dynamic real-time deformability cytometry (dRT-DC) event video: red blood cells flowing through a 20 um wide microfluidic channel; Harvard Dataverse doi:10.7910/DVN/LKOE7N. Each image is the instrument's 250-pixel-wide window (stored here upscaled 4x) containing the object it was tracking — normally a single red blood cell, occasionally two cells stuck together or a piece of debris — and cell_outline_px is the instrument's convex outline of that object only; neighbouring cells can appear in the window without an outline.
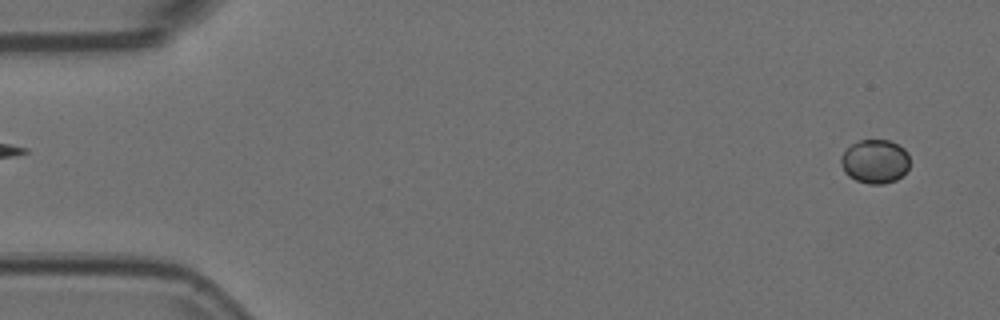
{"species": "Egyptian fruit bat (a non-hibernating species)", "species_latin": "Rousettus aegyptiacus", "temperature_condition": "room temperature", "stored_images_in_passage": 55, "camera_frame_rate_fps": 3000, "um_per_image_px": 0.085, "animal": {"sex": "female"}, "frame": {"image": 1, "passage_image": 3, "time_ms": 0.667, "image_size_px": [1000, 320], "cell_outline_px": [[908, 168], [896, 180], [884, 184], [868, 184], [856, 180], [848, 176], [844, 172], [840, 164], [840, 156], [852, 144], [860, 140], [888, 140], [904, 148], [908, 152]], "centroid_in_image_um": [74.35, 13.73], "position_along_channel_um": 10.7, "area_um2": 17.57}}
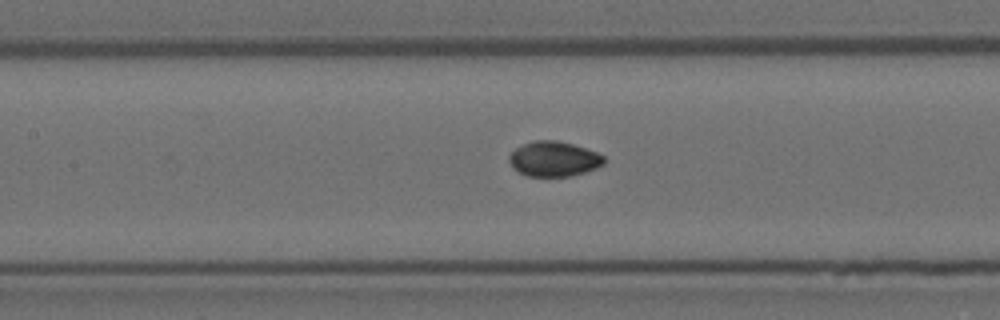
{"frame": {"image": 2, "passage_image": 25, "time_ms": 8.0, "image_size_px": [1000, 320], "cell_outline_px": [[604, 164], [596, 168], [572, 176], [528, 176], [512, 168], [508, 160], [508, 156], [516, 148], [524, 144], [536, 140], [556, 140], [572, 144], [596, 152], [604, 156]], "centroid_in_image_um": [47.06, 13.51], "position_along_channel_um": 160.3, "area_um2": 19.25}}
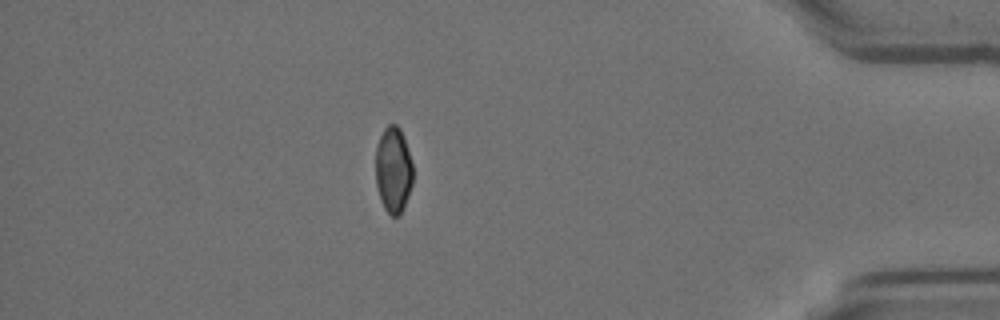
{"frame": {"image": 3, "passage_image": 48, "time_ms": 15.667, "image_size_px": [1000, 320], "cell_outline_px": [[412, 184], [400, 216], [392, 216], [384, 208], [380, 200], [376, 184], [376, 144], [384, 128], [388, 124], [396, 124], [400, 128], [412, 164]], "centroid_in_image_um": [33.41, 14.44], "position_along_channel_um": 401.8, "area_um2": 18.55}, "authors_computed_cell_mechanics": {"area_um2": 18.9006, "velocity_mm_per_s": 3.7336, "shape_relaxation_time_tau1_ms": null, "shape_relaxation_time_tau2_ms": 2.0857, "deformation_change_tau1": null, "deformation_change_tau2": 0.0366}}